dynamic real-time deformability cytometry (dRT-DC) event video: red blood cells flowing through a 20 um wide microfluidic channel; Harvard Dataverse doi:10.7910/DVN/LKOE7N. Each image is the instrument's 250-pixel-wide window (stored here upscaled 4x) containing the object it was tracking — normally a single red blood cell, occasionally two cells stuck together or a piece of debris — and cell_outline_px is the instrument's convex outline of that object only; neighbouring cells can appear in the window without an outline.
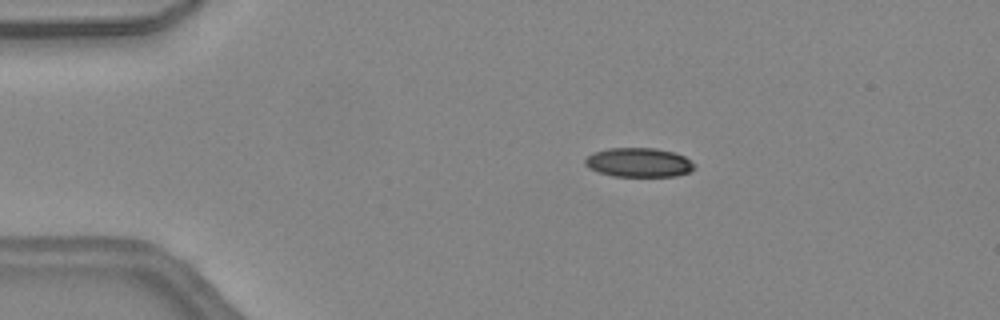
{"species": "common noctule bat (a hibernating species)", "species_latin": "Nyctalus noctula", "temperature_condition": "warm", "stored_images_in_passage": 40, "camera_frame_rate_fps": 3000, "um_per_image_px": 0.085, "animal": {"sex": "female", "body_mass_g": 24.6, "forearm_length_mm": 56.2}, "frame": {"image": 1, "passage_image": 3, "time_ms": 0.667, "image_size_px": [1000, 320], "cell_outline_px": [[696, 164], [688, 172], [676, 176], [612, 176], [588, 168], [584, 164], [584, 160], [592, 152], [608, 148], [656, 148], [672, 152], [684, 156]], "centroid_in_image_um": [54.26, 13.8], "position_along_channel_um": 30.7, "area_um2": 18.55}}
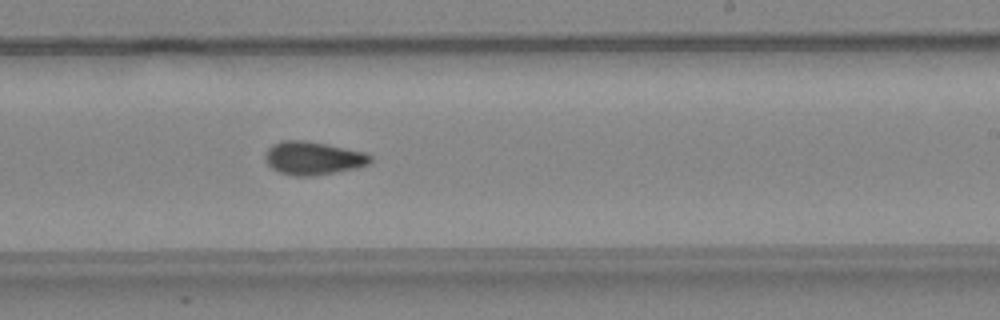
{"frame": {"image": 2, "passage_image": 22, "time_ms": 7.0, "image_size_px": [1000, 320], "cell_outline_px": [[372, 160], [368, 164], [356, 168], [336, 172], [312, 176], [288, 176], [272, 168], [264, 160], [264, 156], [268, 148], [272, 144], [280, 140], [304, 140], [364, 152], [372, 156]], "centroid_in_image_um": [26.57, 13.45], "position_along_channel_um": 262.4, "area_um2": 20.4}}
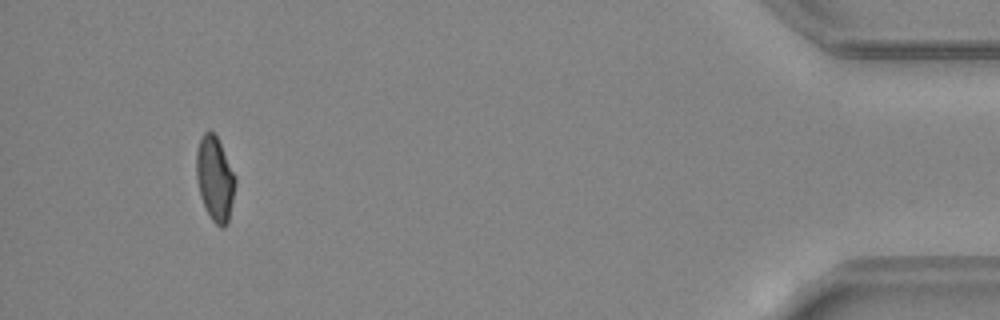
{"frame": {"image": 3, "passage_image": 37, "time_ms": 12.0, "image_size_px": [1000, 320], "cell_outline_px": [[236, 184], [228, 224], [224, 228], [220, 228], [212, 220], [200, 196], [196, 176], [196, 152], [200, 136], [204, 132], [212, 132], [216, 136], [236, 176]], "centroid_in_image_um": [18.27, 15.21], "position_along_channel_um": 416.9, "area_um2": 19.19}, "authors_computed_cell_mechanics": {"area_um2": 19.5942, "velocity_mm_per_s": 4.5311, "shape_relaxation_time_tau1_ms": 9.6412, "shape_relaxation_time_tau2_ms": 3.4737, "deformation_change_tau1": 0.2123, "deformation_change_tau2": 0.0909}}